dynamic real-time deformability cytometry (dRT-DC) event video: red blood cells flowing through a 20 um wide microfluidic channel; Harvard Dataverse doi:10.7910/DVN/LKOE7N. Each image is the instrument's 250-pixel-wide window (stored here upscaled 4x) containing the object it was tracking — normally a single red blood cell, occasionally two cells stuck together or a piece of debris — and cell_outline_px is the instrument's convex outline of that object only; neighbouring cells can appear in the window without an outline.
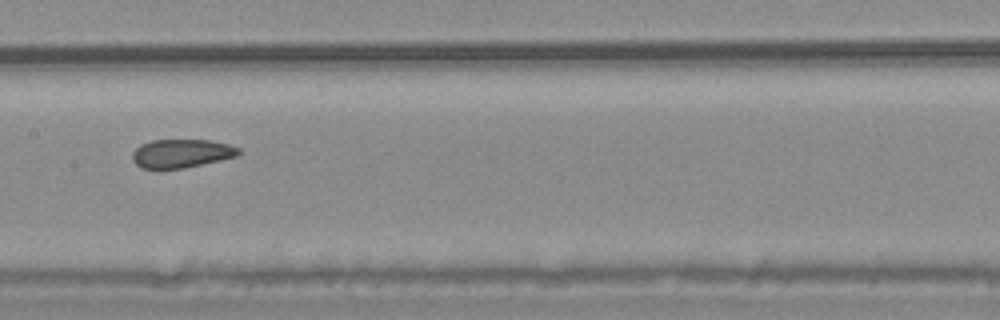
{"species": "common noctule bat (a hibernating species)", "species_latin": "Nyctalus noctula", "temperature_condition": "warm", "stored_images_in_passage": 14, "camera_frame_rate_fps": 3000, "um_per_image_px": 0.085, "animal": {"sex": "male", "body_mass_g": 20.4}, "frame": {"image": 1, "passage_image": 7, "time_ms": 2.0, "image_size_px": [1000, 320], "cell_outline_px": [[240, 152], [236, 156], [220, 160], [184, 168], [140, 168], [132, 160], [132, 152], [140, 144], [152, 140], [212, 140], [228, 144], [240, 148]], "centroid_in_image_um": [15.4, 13.03], "position_along_channel_um": 192.0, "area_um2": 17.63}}
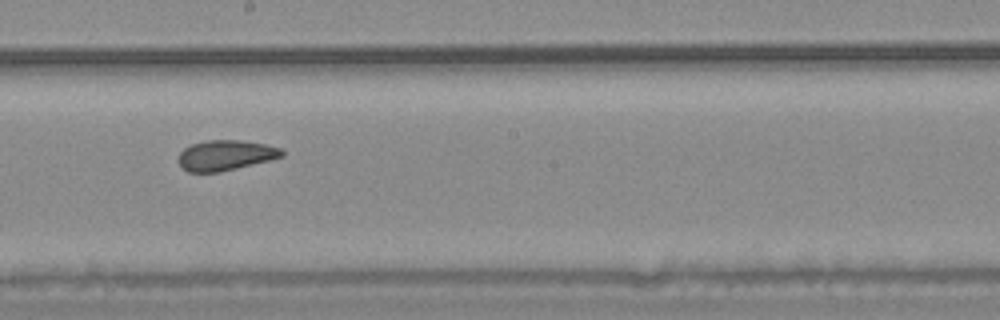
{"frame": {"image": 2, "passage_image": 8, "time_ms": 2.333, "image_size_px": [1000, 320], "cell_outline_px": [[284, 156], [220, 172], [188, 172], [180, 164], [180, 152], [184, 148], [192, 144], [208, 140], [240, 140], [264, 144], [280, 148], [284, 152]], "centroid_in_image_um": [19.17, 13.19], "position_along_channel_um": 229.0, "area_um2": 17.92}}